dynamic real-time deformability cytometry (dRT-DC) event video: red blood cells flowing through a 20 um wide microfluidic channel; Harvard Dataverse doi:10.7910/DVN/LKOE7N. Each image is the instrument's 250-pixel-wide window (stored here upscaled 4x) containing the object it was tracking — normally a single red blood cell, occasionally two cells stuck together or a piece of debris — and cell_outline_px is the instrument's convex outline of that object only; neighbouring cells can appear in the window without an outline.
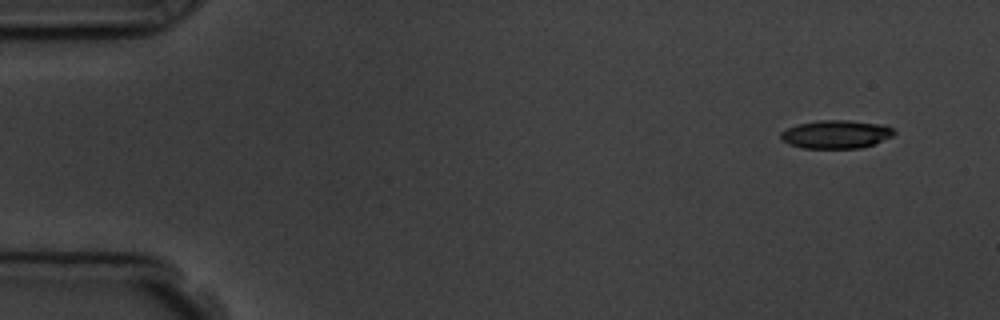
{"species": "common noctule bat (a hibernating species)", "species_latin": "Nyctalus noctula", "temperature_condition": "room temperature", "stored_images_in_passage": 9, "camera_frame_rate_fps": 3000, "um_per_image_px": 0.085, "animal": {"sex": "male", "body_mass_g": 19.5, "forearm_length_mm": 54.6}, "frame": {"image": 1, "passage_image": 1, "time_ms": 0.0, "image_size_px": [1000, 320], "cell_outline_px": [[896, 132], [892, 136], [872, 144], [860, 148], [804, 148], [788, 144], [780, 136], [780, 132], [796, 124], [820, 120], [848, 120], [876, 124], [892, 128]], "centroid_in_image_um": [71.02, 11.41], "position_along_channel_um": 14.0, "area_um2": 18.38}}
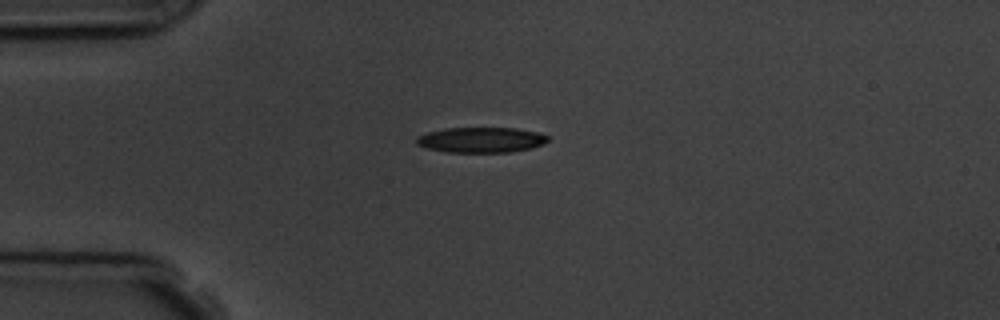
{"frame": {"image": 2, "passage_image": 4, "time_ms": 3.333, "image_size_px": [1000, 320], "cell_outline_px": [[548, 140], [544, 144], [532, 148], [508, 152], [444, 152], [428, 148], [416, 144], [416, 136], [428, 132], [444, 128], [516, 128], [536, 132], [548, 136]], "centroid_in_image_um": [40.87, 11.89], "position_along_channel_um": 44.1, "area_um2": 19.42}}